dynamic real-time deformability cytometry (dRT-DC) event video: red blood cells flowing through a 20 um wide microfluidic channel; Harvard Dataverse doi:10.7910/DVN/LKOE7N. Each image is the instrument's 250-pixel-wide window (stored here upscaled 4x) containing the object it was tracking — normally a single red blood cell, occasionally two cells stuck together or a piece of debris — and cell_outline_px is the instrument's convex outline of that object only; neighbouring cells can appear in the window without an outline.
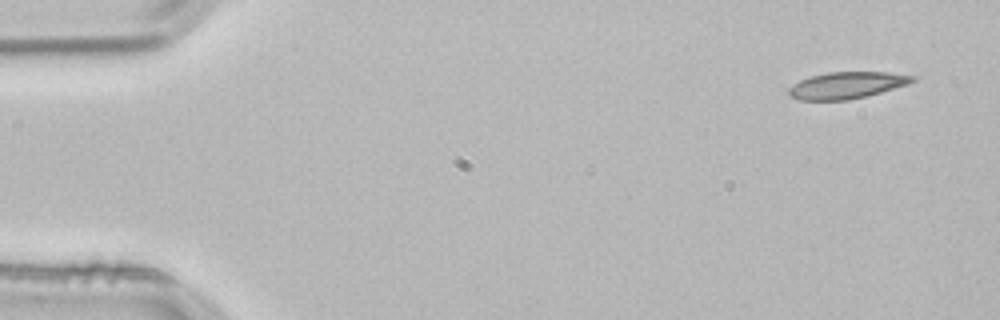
{"species": "common noctule bat (a hibernating species)", "species_latin": "Nyctalus noctula", "temperature_condition": "room temperature", "stored_images_in_passage": 4, "segment_of_instrument_passage": [1, 2], "camera_frame_rate_fps": 3000, "um_per_image_px": 0.085, "animal": {"sex": "male", "body_mass_g": 21.5, "forearm_length_mm": 52.0}, "frame": {"image": 1, "passage_image": 1, "time_ms": 0.0, "image_size_px": [1000, 320], "cell_outline_px": [[916, 80], [908, 84], [868, 96], [848, 100], [800, 100], [788, 96], [788, 88], [800, 80], [812, 76], [828, 72], [888, 72], [916, 76]], "centroid_in_image_um": [71.98, 7.25], "position_along_channel_um": 13.0, "area_um2": 19.31}}
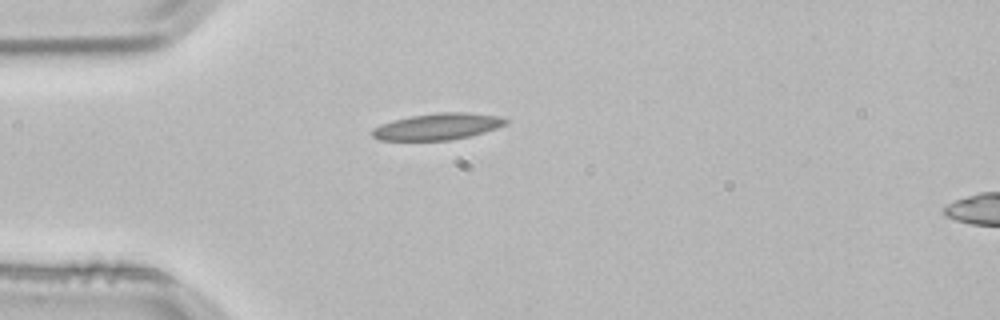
{"frame": {"image": 2, "passage_image": 3, "time_ms": 0.667, "image_size_px": [1000, 320], "cell_outline_px": [[508, 124], [484, 132], [452, 140], [380, 140], [372, 136], [368, 132], [372, 128], [380, 124], [392, 120], [412, 116], [440, 112], [468, 112], [500, 116], [508, 120]], "centroid_in_image_um": [37.17, 10.75], "position_along_channel_um": 47.8, "area_um2": 20.75}}